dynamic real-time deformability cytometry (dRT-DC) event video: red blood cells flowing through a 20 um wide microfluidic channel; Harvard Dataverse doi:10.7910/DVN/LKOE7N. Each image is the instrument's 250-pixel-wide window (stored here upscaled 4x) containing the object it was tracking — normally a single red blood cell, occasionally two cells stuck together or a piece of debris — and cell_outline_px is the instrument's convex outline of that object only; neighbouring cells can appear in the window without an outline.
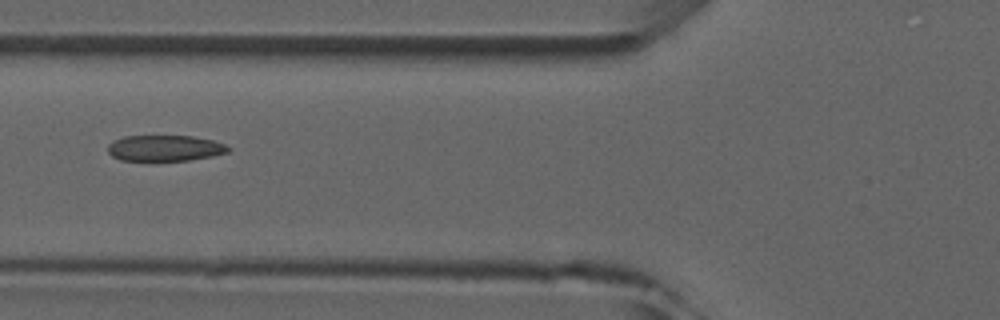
{"species": "common noctule bat (a hibernating species)", "species_latin": "Nyctalus noctula", "temperature_condition": "room temperature", "stored_images_in_passage": 5, "camera_frame_rate_fps": 3000, "um_per_image_px": 0.085, "animal": {"sex": "male", "forearm_length_mm": 52.5}, "frame": {"image": 1, "passage_image": 4, "time_ms": 4.333, "image_size_px": [1000, 320], "cell_outline_px": [[232, 148], [228, 152], [212, 156], [188, 160], [120, 160], [112, 156], [108, 152], [108, 144], [112, 140], [124, 136], [192, 136], [212, 140], [224, 144]], "centroid_in_image_um": [14.0, 12.58], "position_along_channel_um": 111.8, "area_um2": 18.15}}
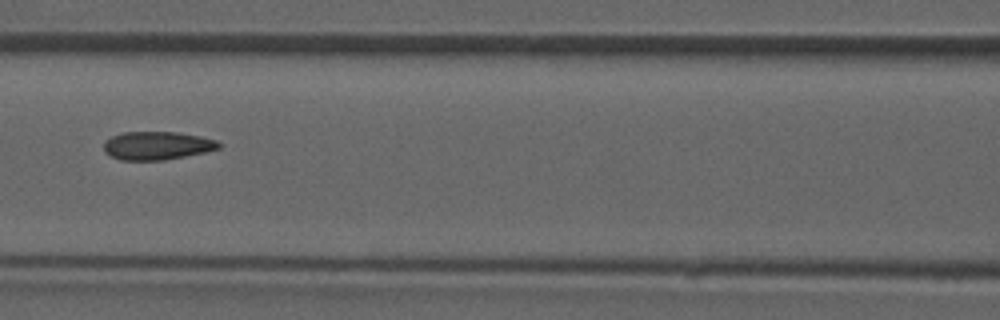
{"frame": {"image": 2, "passage_image": 5, "time_ms": 5.333, "image_size_px": [1000, 320], "cell_outline_px": [[224, 144], [220, 148], [204, 152], [164, 160], [120, 160], [104, 152], [104, 140], [112, 136], [124, 132], [176, 132], [200, 136], [216, 140]], "centroid_in_image_um": [13.35, 12.37], "position_along_channel_um": 153.2, "area_um2": 18.96}}